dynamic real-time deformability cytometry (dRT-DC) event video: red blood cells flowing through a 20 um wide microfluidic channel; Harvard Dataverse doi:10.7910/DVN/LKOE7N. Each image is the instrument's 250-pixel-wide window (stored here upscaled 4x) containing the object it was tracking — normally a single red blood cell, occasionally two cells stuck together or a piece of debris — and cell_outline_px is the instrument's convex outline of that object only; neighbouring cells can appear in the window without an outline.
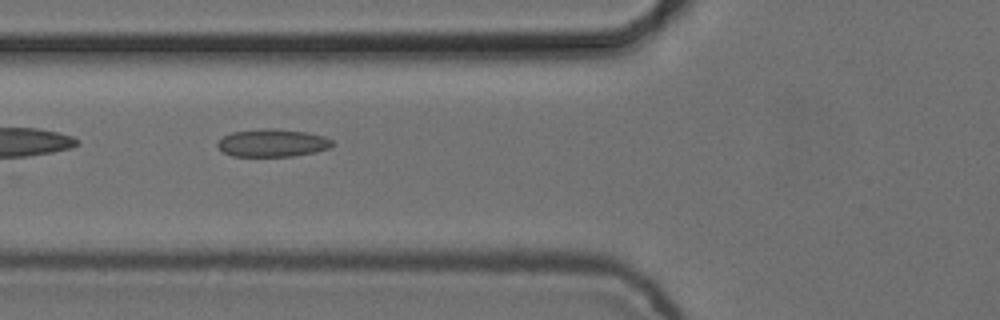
{"species": "common noctule bat (a hibernating species)", "species_latin": "Nyctalus noctula", "temperature_condition": "cold", "stored_images_in_passage": 6, "camera_frame_rate_fps": 3000, "um_per_image_px": 0.085, "animal": {"sex": "female", "body_mass_g": 24.6, "forearm_length_mm": 56.2}, "frame": {"image": 1, "passage_image": 5, "time_ms": 1.333, "image_size_px": [1000, 320], "cell_outline_px": [[336, 144], [328, 148], [316, 152], [292, 156], [232, 156], [224, 152], [216, 144], [224, 136], [232, 132], [260, 128], [276, 128], [308, 132], [324, 136], [332, 140]], "centroid_in_image_um": [23.2, 12.14], "position_along_channel_um": 102.6, "area_um2": 18.67}}
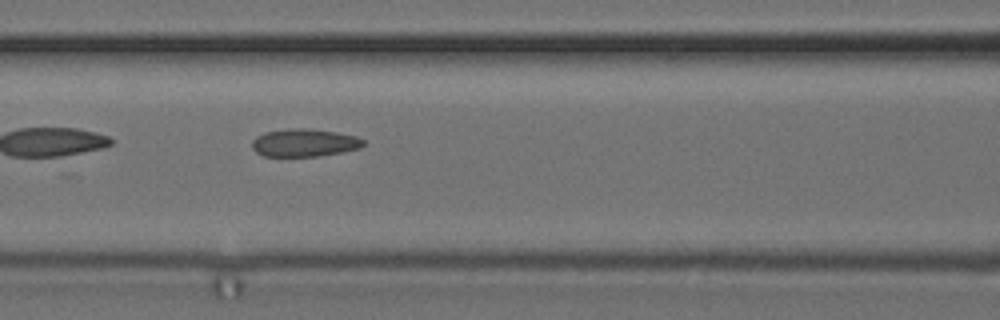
{"frame": {"image": 2, "passage_image": 6, "time_ms": 1.667, "image_size_px": [1000, 320], "cell_outline_px": [[364, 144], [360, 148], [344, 152], [316, 156], [264, 156], [256, 152], [252, 148], [252, 140], [256, 136], [264, 132], [288, 128], [308, 128], [336, 132], [356, 136], [364, 140]], "centroid_in_image_um": [25.86, 12.13], "position_along_channel_um": 140.7, "area_um2": 18.15}}